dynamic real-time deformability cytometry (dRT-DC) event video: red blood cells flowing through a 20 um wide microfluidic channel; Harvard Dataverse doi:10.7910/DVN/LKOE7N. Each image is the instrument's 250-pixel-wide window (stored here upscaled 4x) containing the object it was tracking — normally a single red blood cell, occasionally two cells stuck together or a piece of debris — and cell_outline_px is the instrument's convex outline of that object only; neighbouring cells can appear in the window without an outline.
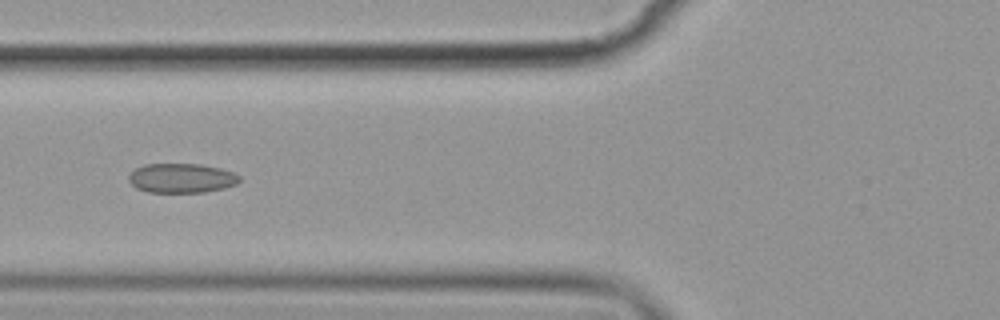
{"species": "common noctule bat (a hibernating species)", "species_latin": "Nyctalus noctula", "temperature_condition": "cold", "stored_images_in_passage": 14, "camera_frame_rate_fps": 3000, "um_per_image_px": 0.085, "animal": {"sex": "female", "body_mass_g": 19.9}, "frame": {"image": 1, "passage_image": 5, "time_ms": 5.667, "image_size_px": [1000, 320], "cell_outline_px": [[240, 180], [236, 184], [224, 188], [204, 192], [148, 192], [136, 188], [128, 180], [128, 176], [136, 168], [144, 164], [200, 164], [220, 168], [232, 172], [240, 176]], "centroid_in_image_um": [15.42, 15.14], "position_along_channel_um": 110.4, "area_um2": 18.96}}
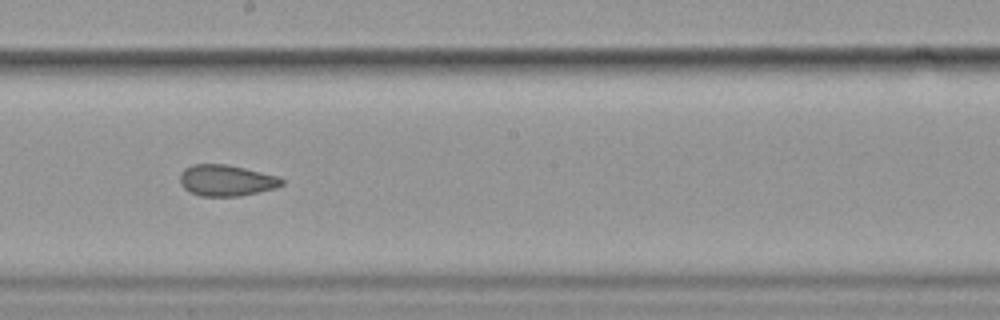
{"frame": {"image": 2, "passage_image": 8, "time_ms": 9.0, "image_size_px": [1000, 320], "cell_outline_px": [[284, 184], [276, 188], [240, 196], [200, 196], [188, 192], [180, 184], [180, 172], [184, 168], [192, 164], [228, 164], [276, 176], [284, 180]], "centroid_in_image_um": [19.19, 15.34], "position_along_channel_um": 229.0, "area_um2": 18.61}}
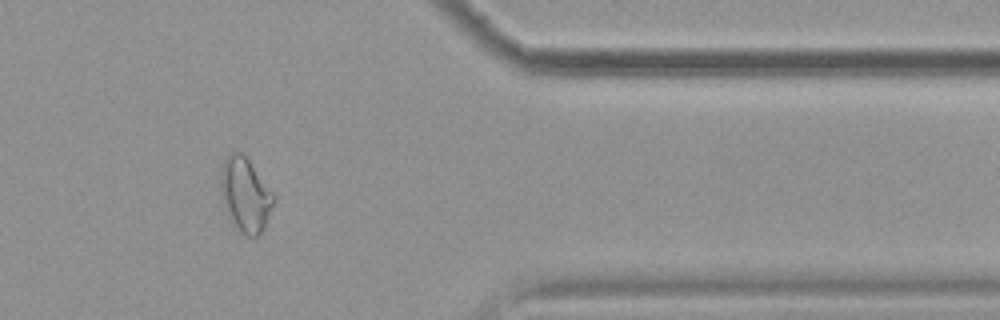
{"frame": {"image": 3, "passage_image": 12, "time_ms": 14.0, "image_size_px": [1000, 320], "cell_outline_px": [[276, 200], [264, 228], [256, 236], [248, 236], [240, 232], [228, 208], [220, 184], [220, 176], [224, 160], [232, 152], [240, 152], [248, 160], [276, 196]], "centroid_in_image_um": [20.92, 16.53], "position_along_channel_um": 390.5, "area_um2": 21.85}, "authors_computed_cell_mechanics": {"area_um2": 20.3745, "velocity_mm_per_s": 3.5658, "shape_relaxation_time_tau1_ms": 8.5364, "shape_relaxation_time_tau2_ms": 1.7184, "deformation_change_tau1": 0.1282, "deformation_change_tau2": 0.0579}}